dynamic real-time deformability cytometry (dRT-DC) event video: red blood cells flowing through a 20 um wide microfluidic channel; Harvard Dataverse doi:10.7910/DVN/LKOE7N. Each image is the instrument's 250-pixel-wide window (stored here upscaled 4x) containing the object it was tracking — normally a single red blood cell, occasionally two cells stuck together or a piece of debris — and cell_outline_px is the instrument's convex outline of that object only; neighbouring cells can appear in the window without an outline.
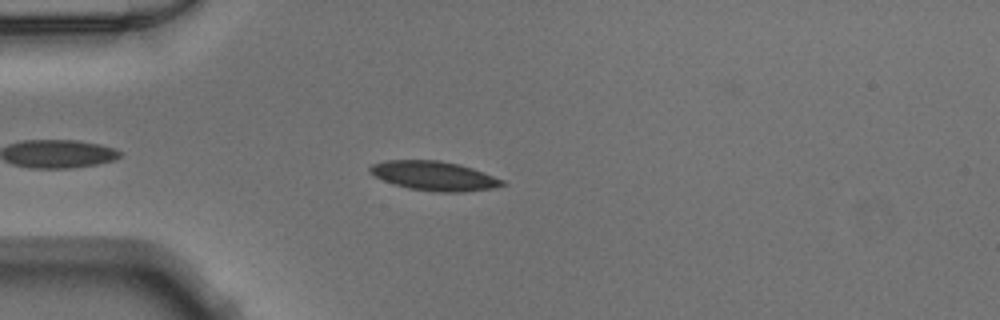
{"species": "Egyptian fruit bat (a non-hibernating species)", "species_latin": "Rousettus aegyptiacus", "temperature_condition": "warm", "stored_images_in_passage": 39, "camera_frame_rate_fps": 3000, "um_per_image_px": 0.085, "animal": {"sex": "male"}, "frame": {"image": 1, "passage_image": 5, "time_ms": 1.333, "image_size_px": [1000, 320], "cell_outline_px": [[508, 184], [492, 188], [464, 192], [436, 192], [408, 188], [384, 180], [368, 172], [368, 168], [372, 164], [388, 160], [436, 160], [456, 164], [472, 168], [484, 172], [504, 180]], "centroid_in_image_um": [36.92, 14.95], "position_along_channel_um": 48.1, "area_um2": 22.43}}
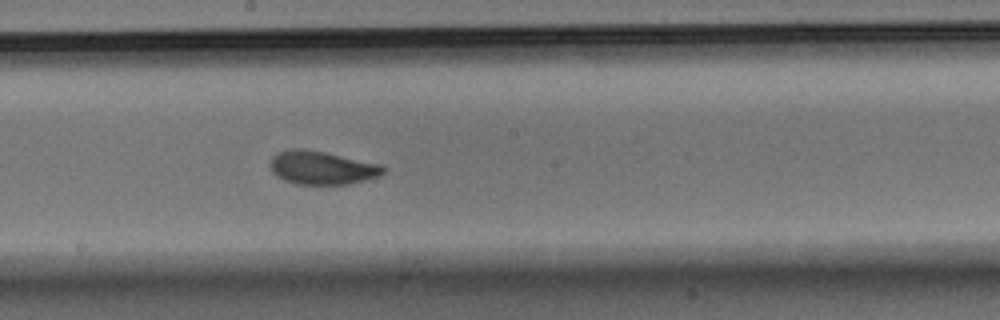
{"frame": {"image": 2, "passage_image": 19, "time_ms": 6.0, "image_size_px": [1000, 320], "cell_outline_px": [[388, 168], [380, 176], [348, 184], [296, 184], [284, 180], [276, 176], [272, 172], [268, 164], [272, 156], [276, 152], [288, 148], [304, 148], [384, 164]], "centroid_in_image_um": [27.35, 14.24], "position_along_channel_um": 220.8, "area_um2": 22.48}}
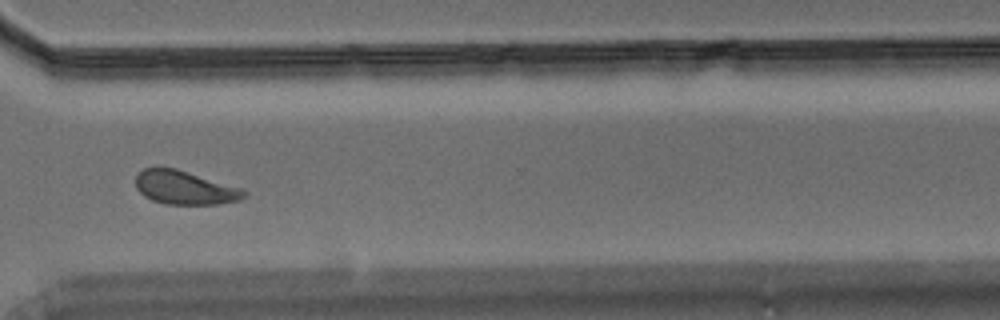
{"frame": {"image": 3, "passage_image": 29, "time_ms": 9.333, "image_size_px": [1000, 320], "cell_outline_px": [[248, 192], [240, 200], [216, 204], [164, 204], [152, 200], [144, 196], [136, 188], [136, 176], [144, 168], [176, 168], [244, 188]], "centroid_in_image_um": [15.74, 15.95], "position_along_channel_um": 354.9, "area_um2": 21.33}}